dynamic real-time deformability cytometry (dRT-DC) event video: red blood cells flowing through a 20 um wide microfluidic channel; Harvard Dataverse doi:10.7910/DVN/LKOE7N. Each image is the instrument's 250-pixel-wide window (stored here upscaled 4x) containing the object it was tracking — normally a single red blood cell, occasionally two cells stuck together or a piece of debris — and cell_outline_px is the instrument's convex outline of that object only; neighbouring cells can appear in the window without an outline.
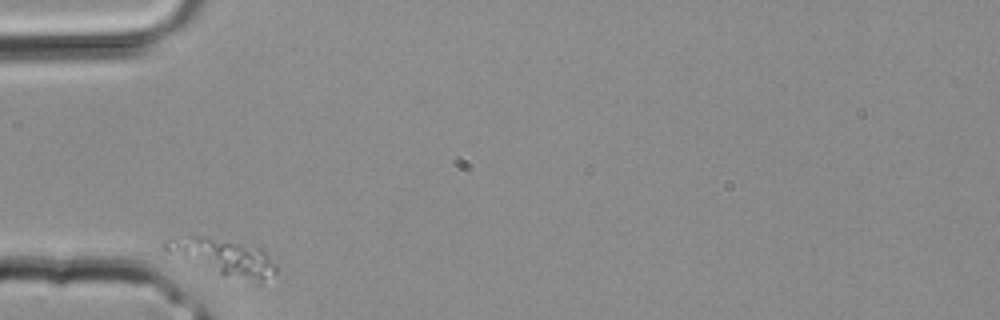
{"species": "common noctule bat (a hibernating species)", "species_latin": "Nyctalus noctula", "temperature_condition": "room temperature", "stored_images_in_passage": 1, "camera_frame_rate_fps": 3000, "um_per_image_px": 0.085, "animal": {"sex": "male", "body_mass_g": 20.4}, "frame": {"image": 1, "passage_image": 1, "time_ms": 0.0, "image_size_px": [1000, 320], "cell_outline_px": [[276, 272], [260, 280], [224, 276], [164, 252], [164, 240], [188, 236], [208, 236], [264, 248], [276, 264]], "centroid_in_image_um": [18.95, 21.8], "position_along_channel_um": 66.1, "area_um2": 23.18}}